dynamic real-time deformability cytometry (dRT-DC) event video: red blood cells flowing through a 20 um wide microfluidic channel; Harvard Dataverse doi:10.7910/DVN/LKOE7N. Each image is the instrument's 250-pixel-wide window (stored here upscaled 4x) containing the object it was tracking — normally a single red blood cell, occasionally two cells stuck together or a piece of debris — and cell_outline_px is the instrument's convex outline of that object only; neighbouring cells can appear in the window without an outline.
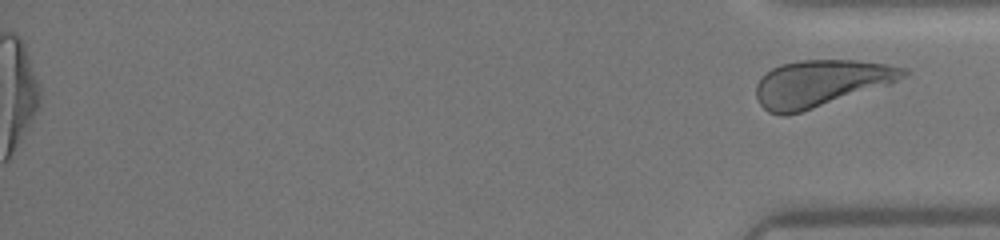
{"species": "human", "species_latin": "Homo sapiens", "temperature_condition": "warm", "stored_images_in_passage": 47, "segment_of_instrument_passage": [2, 2], "camera_frame_rate_fps": 3000, "um_per_image_px": 0.085, "donor": {"sex": "female"}, "frame": {"image": 1, "passage_image": 47, "time_ms": 15.333, "image_size_px": [1000, 240], "cell_outline_px": [[908, 72], [904, 76], [892, 84], [800, 112], [784, 116], [780, 116], [768, 112], [760, 104], [756, 96], [756, 84], [772, 68], [780, 64], [800, 60], [856, 60], [884, 64], [908, 68]], "centroid_in_image_um": [69.77, 7.08], "position_along_channel_um": 365.4, "area_um2": 39.94}}